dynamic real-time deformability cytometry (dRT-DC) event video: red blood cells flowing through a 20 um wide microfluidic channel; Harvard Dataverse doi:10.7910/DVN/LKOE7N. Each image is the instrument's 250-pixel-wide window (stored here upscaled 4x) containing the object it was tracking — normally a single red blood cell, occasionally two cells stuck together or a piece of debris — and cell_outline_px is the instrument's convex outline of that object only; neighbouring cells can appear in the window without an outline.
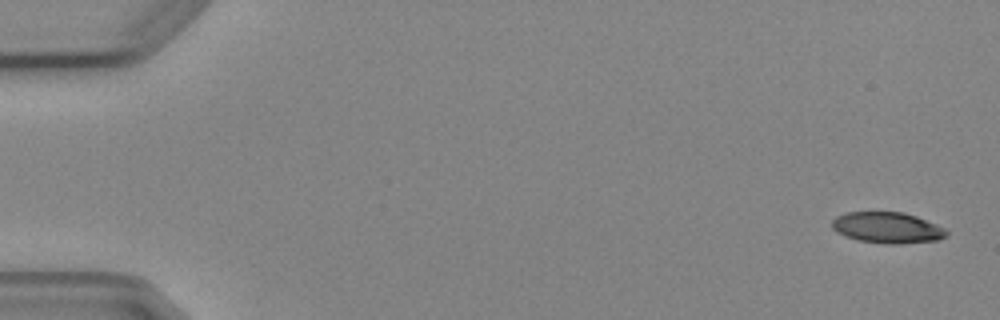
{"species": "Egyptian fruit bat (a non-hibernating species)", "species_latin": "Rousettus aegyptiacus", "temperature_condition": "cold", "stored_images_in_passage": 5, "camera_frame_rate_fps": 3000, "um_per_image_px": 0.085, "animal": {"sex": "female"}, "frame": {"image": 1, "passage_image": 1, "time_ms": 0.0, "image_size_px": [1000, 320], "cell_outline_px": [[948, 236], [940, 240], [900, 244], [888, 244], [860, 240], [836, 232], [832, 228], [832, 220], [836, 216], [848, 212], [904, 212], [916, 216], [936, 224], [944, 228], [948, 232]], "centroid_in_image_um": [75.46, 19.35], "position_along_channel_um": 9.5, "area_um2": 20.69}}
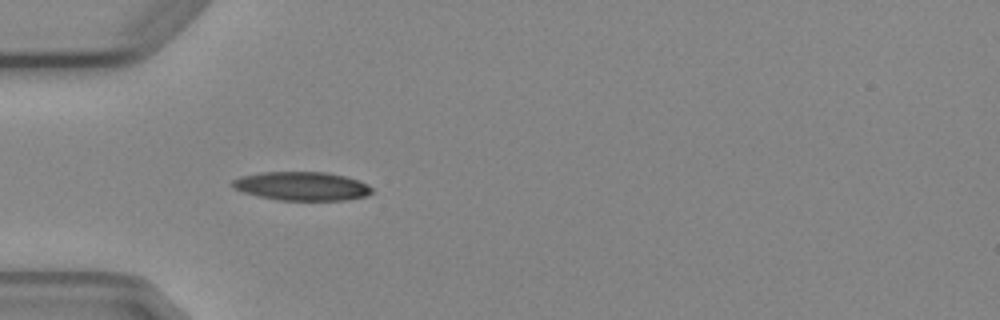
{"frame": {"image": 2, "passage_image": 5, "time_ms": 5.0, "image_size_px": [1000, 320], "cell_outline_px": [[372, 192], [364, 196], [344, 200], [280, 200], [260, 196], [244, 192], [232, 188], [232, 180], [240, 176], [260, 172], [328, 172], [344, 176], [368, 184], [372, 188]], "centroid_in_image_um": [25.62, 15.81], "position_along_channel_um": 59.4, "area_um2": 23.18}}